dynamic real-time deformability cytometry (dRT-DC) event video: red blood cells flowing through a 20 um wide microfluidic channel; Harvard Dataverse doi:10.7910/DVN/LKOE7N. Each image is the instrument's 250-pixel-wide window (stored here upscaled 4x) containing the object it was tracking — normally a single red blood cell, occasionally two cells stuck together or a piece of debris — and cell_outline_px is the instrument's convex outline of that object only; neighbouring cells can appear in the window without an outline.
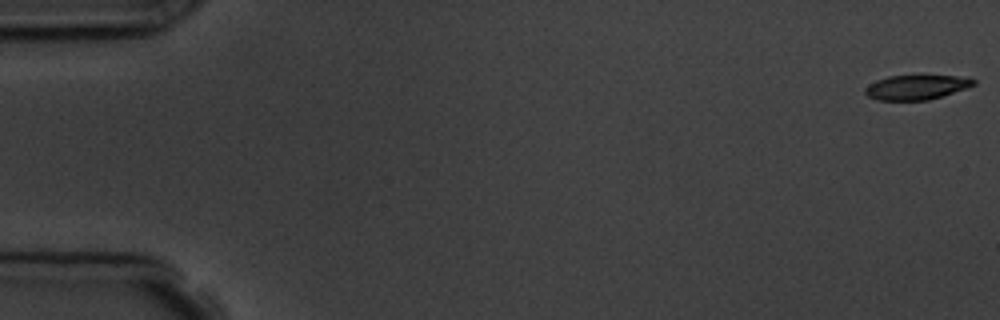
{"species": "common noctule bat (a hibernating species)", "species_latin": "Nyctalus noctula", "temperature_condition": "room temperature", "stored_images_in_passage": 4, "camera_frame_rate_fps": 3000, "um_per_image_px": 0.085, "animal": {"sex": "male", "body_mass_g": 19.5, "forearm_length_mm": 54.6}, "frame": {"image": 1, "passage_image": 1, "time_ms": 0.0, "image_size_px": [1000, 320], "cell_outline_px": [[976, 84], [928, 100], [880, 100], [868, 96], [864, 92], [864, 88], [868, 84], [876, 80], [888, 76], [920, 72], [956, 76], [976, 80]], "centroid_in_image_um": [77.85, 7.35], "position_along_channel_um": 7.2, "area_um2": 16.18}}